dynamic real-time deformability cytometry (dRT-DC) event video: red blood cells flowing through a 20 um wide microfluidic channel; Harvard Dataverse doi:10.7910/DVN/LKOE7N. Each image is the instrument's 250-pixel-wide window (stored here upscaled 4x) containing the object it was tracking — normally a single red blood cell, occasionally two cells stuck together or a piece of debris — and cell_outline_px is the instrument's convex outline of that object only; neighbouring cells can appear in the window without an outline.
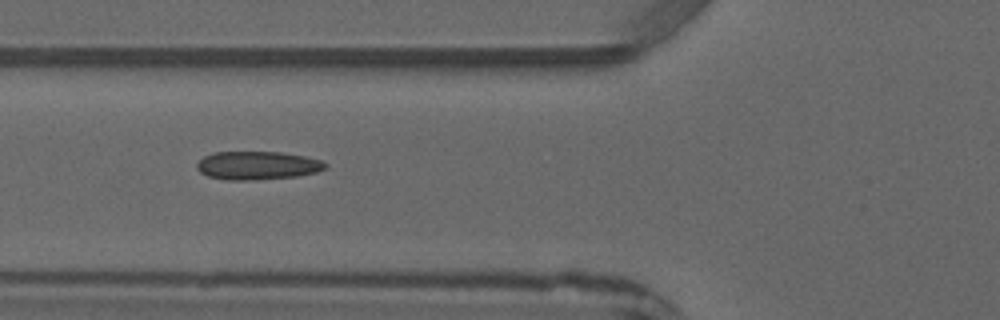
{"species": "common noctule bat (a hibernating species)", "species_latin": "Nyctalus noctula", "temperature_condition": "warm", "stored_images_in_passage": 3, "camera_frame_rate_fps": 3000, "um_per_image_px": 0.085, "animal": {"sex": "male", "forearm_length_mm": 52.5}, "frame": {"image": 1, "passage_image": 3, "time_ms": 2.333, "image_size_px": [1000, 320], "cell_outline_px": [[328, 168], [316, 172], [296, 176], [252, 180], [228, 180], [208, 176], [200, 172], [196, 168], [196, 164], [204, 156], [212, 152], [280, 152], [304, 156], [320, 160], [328, 164]], "centroid_in_image_um": [21.87, 14.06], "position_along_channel_um": 103.9, "area_um2": 21.21}}